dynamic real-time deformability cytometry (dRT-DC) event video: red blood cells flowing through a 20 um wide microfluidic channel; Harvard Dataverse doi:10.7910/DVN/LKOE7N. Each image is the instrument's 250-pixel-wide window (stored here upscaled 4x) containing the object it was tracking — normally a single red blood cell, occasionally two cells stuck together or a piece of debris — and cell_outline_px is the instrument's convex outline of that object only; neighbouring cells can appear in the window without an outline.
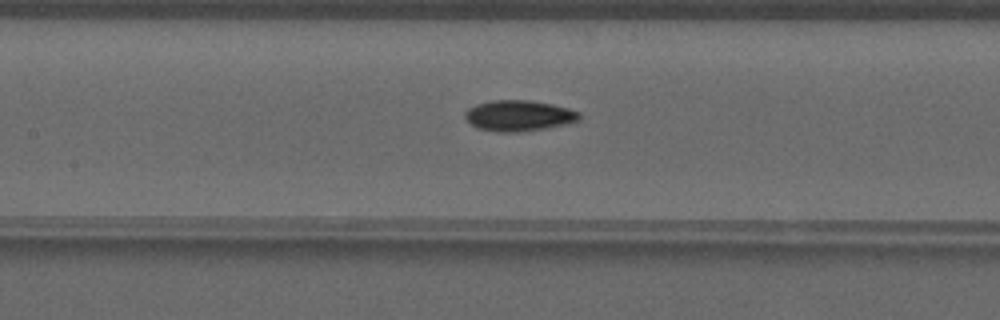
{"species": "common noctule bat (a hibernating species)", "species_latin": "Nyctalus noctula", "temperature_condition": "warm", "stored_images_in_passage": 32, "camera_frame_rate_fps": 3000, "um_per_image_px": 0.085, "animal": {"sex": "male", "forearm_length_mm": 52.5}, "frame": {"image": 1, "passage_image": 15, "time_ms": 4.667, "image_size_px": [1000, 320], "cell_outline_px": [[580, 120], [568, 124], [520, 132], [496, 132], [476, 128], [464, 116], [464, 112], [468, 108], [476, 104], [492, 100], [528, 100], [552, 104], [568, 108], [580, 112]], "centroid_in_image_um": [44.1, 9.83], "position_along_channel_um": 163.3, "area_um2": 20.63}}
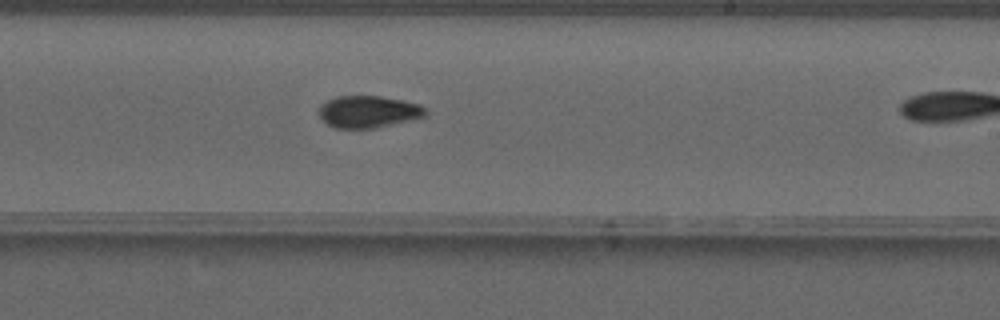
{"frame": {"image": 2, "passage_image": 22, "time_ms": 7.0, "image_size_px": [1000, 320], "cell_outline_px": [[428, 112], [424, 116], [408, 120], [372, 128], [336, 128], [320, 120], [320, 108], [328, 100], [336, 96], [380, 96], [420, 104]], "centroid_in_image_um": [31.29, 9.49], "position_along_channel_um": 257.7, "area_um2": 19.48}}
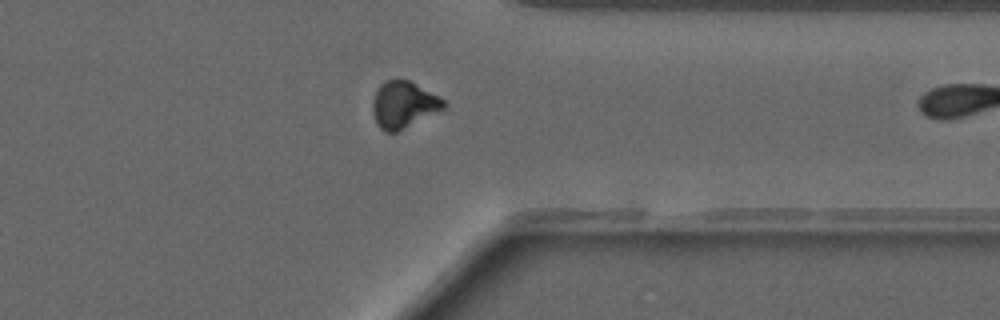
{"frame": {"image": 3, "passage_image": 31, "time_ms": 10.0, "image_size_px": [1000, 320], "cell_outline_px": [[444, 108], [396, 132], [384, 132], [376, 124], [372, 112], [372, 100], [376, 88], [384, 80], [408, 80], [444, 100]], "centroid_in_image_um": [34.21, 8.9], "position_along_channel_um": 377.2, "area_um2": 19.02}}